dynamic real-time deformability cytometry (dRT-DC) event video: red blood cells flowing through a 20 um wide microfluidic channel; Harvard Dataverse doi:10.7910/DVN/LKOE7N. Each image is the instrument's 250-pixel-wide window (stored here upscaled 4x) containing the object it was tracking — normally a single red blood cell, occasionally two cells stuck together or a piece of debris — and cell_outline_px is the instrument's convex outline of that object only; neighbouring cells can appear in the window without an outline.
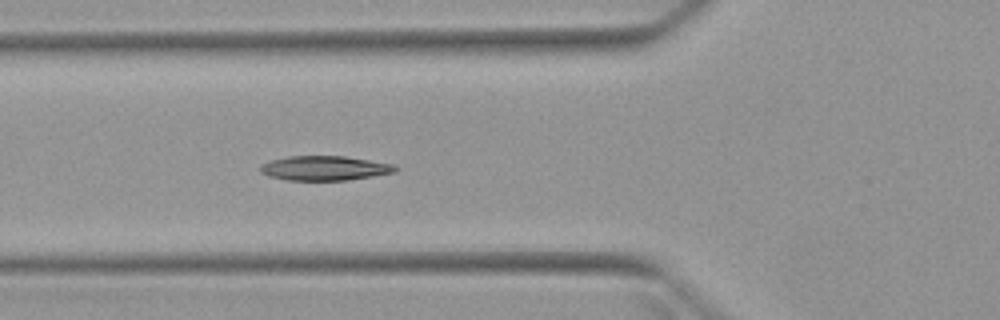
{"species": "Egyptian fruit bat (a non-hibernating species)", "species_latin": "Rousettus aegyptiacus", "temperature_condition": "warm", "stored_images_in_passage": 5, "camera_frame_rate_fps": 3000, "um_per_image_px": 0.085, "animal": {"sex": "female"}, "frame": {"image": 1, "passage_image": 5, "time_ms": 4.667, "image_size_px": [1000, 320], "cell_outline_px": [[396, 172], [348, 180], [288, 180], [268, 176], [260, 172], [260, 168], [264, 164], [272, 160], [288, 156], [344, 156], [396, 164]], "centroid_in_image_um": [27.62, 14.29], "position_along_channel_um": 98.2, "area_um2": 19.19}}